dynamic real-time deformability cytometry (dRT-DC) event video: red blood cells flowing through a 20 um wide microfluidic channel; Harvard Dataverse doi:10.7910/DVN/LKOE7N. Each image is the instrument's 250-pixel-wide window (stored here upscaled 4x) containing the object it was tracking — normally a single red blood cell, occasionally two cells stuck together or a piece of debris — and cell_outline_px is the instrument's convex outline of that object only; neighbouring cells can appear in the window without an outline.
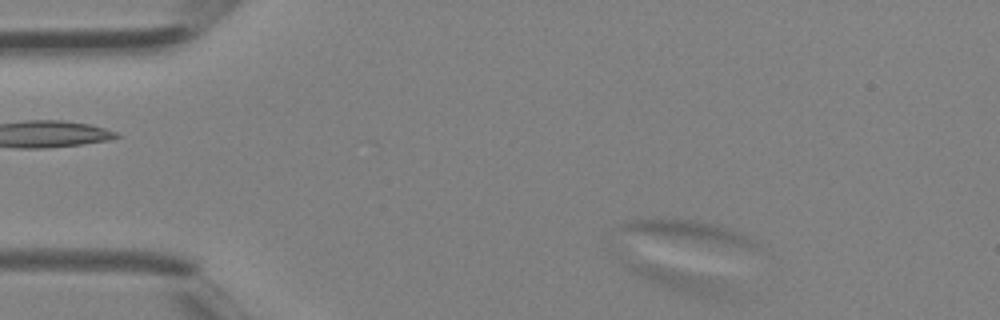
{"species": "Egyptian fruit bat (a non-hibernating species)", "species_latin": "Rousettus aegyptiacus", "temperature_condition": "room temperature", "stored_images_in_passage": 5, "camera_frame_rate_fps": 3000, "um_per_image_px": 0.085, "animal": {"sex": "female"}, "frame": {"image": 1, "passage_image": 2, "time_ms": 0.333, "image_size_px": [1000, 320], "cell_outline_px": [[728, 288], [720, 300], [692, 296], [664, 288], [636, 276], [624, 264], [648, 264], [672, 268], [708, 276], [716, 280]], "centroid_in_image_um": [57.8, 23.87], "position_along_channel_um": 27.2, "area_um2": 13.47}}